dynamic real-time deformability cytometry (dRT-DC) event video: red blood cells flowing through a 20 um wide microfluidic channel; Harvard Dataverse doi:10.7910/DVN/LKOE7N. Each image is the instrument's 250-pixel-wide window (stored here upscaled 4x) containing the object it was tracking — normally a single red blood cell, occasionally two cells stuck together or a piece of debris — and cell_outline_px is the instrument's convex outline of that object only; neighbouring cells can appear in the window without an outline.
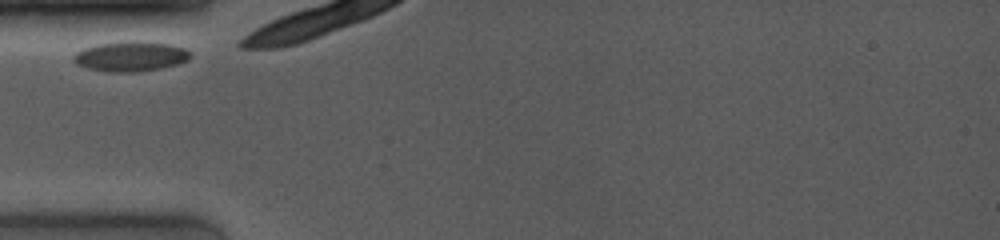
{"species": "common noctule bat (a hibernating species)", "species_latin": "Nyctalus noctula", "temperature_condition": "room temperature", "stored_images_in_passage": 38, "camera_frame_rate_fps": 4000, "um_per_image_px": 0.085, "animal": {"sex": "female", "body_mass_g": 19.0, "forearm_length_mm": 53.3}, "frame": {"image": 1, "passage_image": 1, "time_ms": 0.0, "image_size_px": [1000, 240], "cell_outline_px": [[192, 56], [188, 60], [176, 64], [160, 68], [140, 72], [112, 72], [88, 68], [76, 64], [72, 60], [72, 56], [76, 52], [84, 48], [96, 44], [128, 40], [132, 40], [172, 44], [184, 48], [192, 52]], "centroid_in_image_um": [11.11, 4.78], "position_along_channel_um": 73.9, "area_um2": 20.69}}